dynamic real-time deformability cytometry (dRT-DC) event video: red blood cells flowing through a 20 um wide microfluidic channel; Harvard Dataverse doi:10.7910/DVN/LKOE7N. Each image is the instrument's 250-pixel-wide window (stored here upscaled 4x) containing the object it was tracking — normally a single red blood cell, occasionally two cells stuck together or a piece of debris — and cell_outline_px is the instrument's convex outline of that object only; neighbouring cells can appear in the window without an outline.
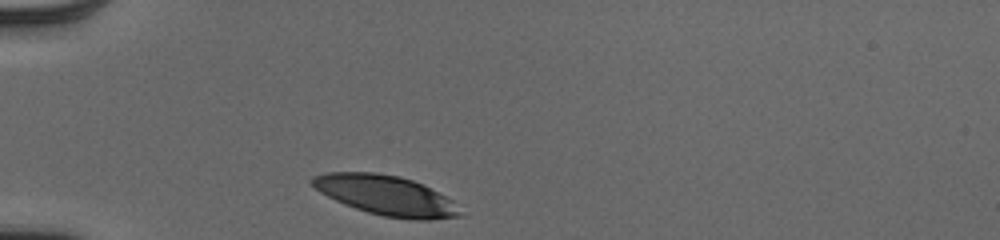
{"species": "human", "species_latin": "Homo sapiens", "temperature_condition": "cold", "stored_images_in_passage": 29, "camera_frame_rate_fps": 3000, "um_per_image_px": 0.085, "donor": {"sex": "male"}, "frame": {"image": 1, "passage_image": 1, "time_ms": 0.0, "image_size_px": [1000, 240], "cell_outline_px": [[464, 216], [432, 220], [412, 220], [384, 216], [368, 212], [344, 204], [320, 192], [308, 184], [308, 180], [312, 176], [324, 172], [376, 172], [400, 176], [424, 184], [452, 200]], "centroid_in_image_um": [32.78, 16.59], "position_along_channel_um": 52.2, "area_um2": 34.62}}
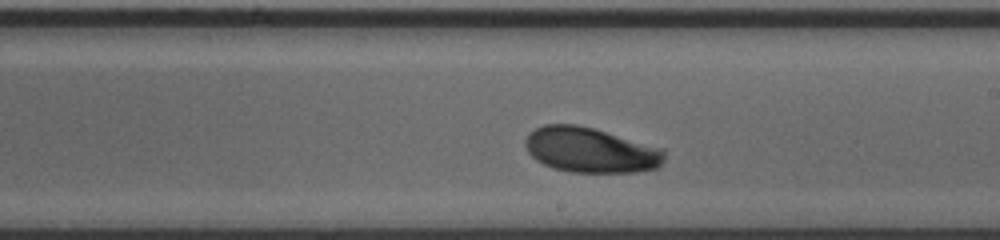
{"frame": {"image": 2, "passage_image": 17, "time_ms": 5.333, "image_size_px": [1000, 240], "cell_outline_px": [[664, 160], [656, 168], [636, 172], [572, 172], [552, 168], [536, 160], [528, 152], [524, 144], [524, 140], [536, 128], [544, 124], [576, 124], [592, 128], [664, 148]], "centroid_in_image_um": [50.19, 12.76], "position_along_channel_um": 238.8, "area_um2": 36.47}}
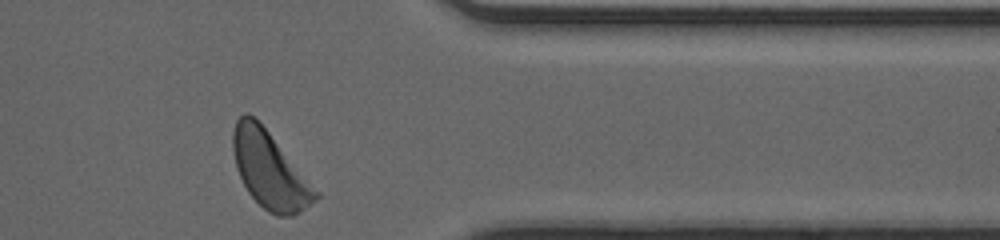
{"frame": {"image": 3, "passage_image": 29, "time_ms": 9.333, "image_size_px": [1000, 240], "cell_outline_px": [[320, 196], [316, 200], [300, 212], [292, 216], [276, 216], [268, 212], [248, 192], [236, 168], [232, 148], [232, 132], [236, 120], [244, 112], [248, 112], [268, 132], [320, 192]], "centroid_in_image_um": [22.92, 14.47], "position_along_channel_um": 388.5, "area_um2": 36.53}, "authors_computed_cell_mechanics": {"area_um2": 36.3562, "velocity_mm_per_s": 3.9562, "shape_relaxation_time_tau1_ms": 2.2642, "shape_relaxation_time_tau2_ms": null, "deformation_change_tau1": 0.1305, "deformation_change_tau2": null}}